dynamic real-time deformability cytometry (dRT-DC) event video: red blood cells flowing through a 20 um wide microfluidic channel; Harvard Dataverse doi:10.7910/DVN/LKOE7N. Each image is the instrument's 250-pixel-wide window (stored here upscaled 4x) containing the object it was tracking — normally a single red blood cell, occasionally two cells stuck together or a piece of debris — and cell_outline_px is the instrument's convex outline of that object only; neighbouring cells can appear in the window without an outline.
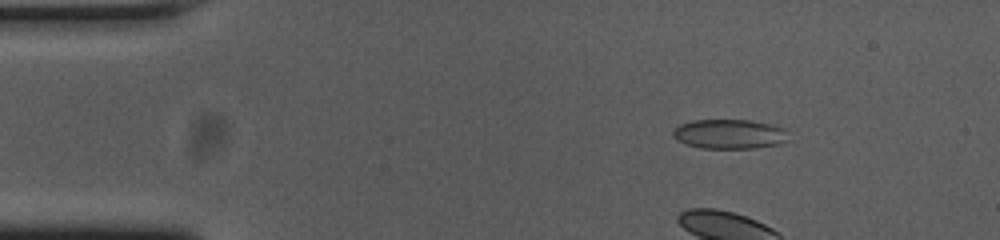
{"species": "common noctule bat (a hibernating species)", "species_latin": "Nyctalus noctula", "temperature_condition": "cold", "stored_images_in_passage": 45, "camera_frame_rate_fps": 3000, "um_per_image_px": 0.085, "animal": {"sex": "female", "body_mass_g": 23.0, "forearm_length_mm": 53.4}, "frame": {"image": 1, "passage_image": 7, "time_ms": 2.0, "image_size_px": [1000, 240], "cell_outline_px": [[788, 140], [780, 144], [756, 148], [700, 148], [684, 144], [676, 140], [672, 136], [672, 132], [680, 124], [692, 120], [752, 120], [784, 128], [788, 132]], "centroid_in_image_um": [61.99, 11.4], "position_along_channel_um": 23.0, "area_um2": 20.06}}